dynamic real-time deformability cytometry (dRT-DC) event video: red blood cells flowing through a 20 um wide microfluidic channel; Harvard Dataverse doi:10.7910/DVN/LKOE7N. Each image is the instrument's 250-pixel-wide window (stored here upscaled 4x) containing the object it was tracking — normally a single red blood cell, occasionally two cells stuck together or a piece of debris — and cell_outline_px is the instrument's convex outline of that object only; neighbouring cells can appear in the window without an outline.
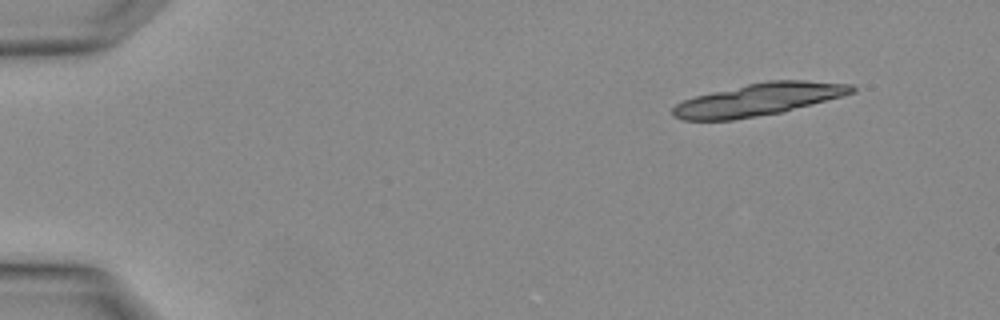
{"species": "Egyptian fruit bat (a non-hibernating species)", "species_latin": "Rousettus aegyptiacus", "temperature_condition": "warm", "stored_images_in_passage": 3, "segment_of_instrument_passage": [2, 2], "camera_frame_rate_fps": 3000, "um_per_image_px": 0.085, "animal": {"sex": "female"}, "frame": {"image": 1, "passage_image": 3, "time_ms": 0.667, "image_size_px": [1000, 320], "cell_outline_px": [[856, 92], [784, 112], [732, 120], [684, 120], [672, 116], [672, 108], [676, 104], [684, 100], [696, 96], [712, 92], [748, 84], [768, 80], [804, 80], [852, 84], [856, 88]], "centroid_in_image_um": [64.5, 8.46], "position_along_channel_um": 20.5, "area_um2": 33.7}}